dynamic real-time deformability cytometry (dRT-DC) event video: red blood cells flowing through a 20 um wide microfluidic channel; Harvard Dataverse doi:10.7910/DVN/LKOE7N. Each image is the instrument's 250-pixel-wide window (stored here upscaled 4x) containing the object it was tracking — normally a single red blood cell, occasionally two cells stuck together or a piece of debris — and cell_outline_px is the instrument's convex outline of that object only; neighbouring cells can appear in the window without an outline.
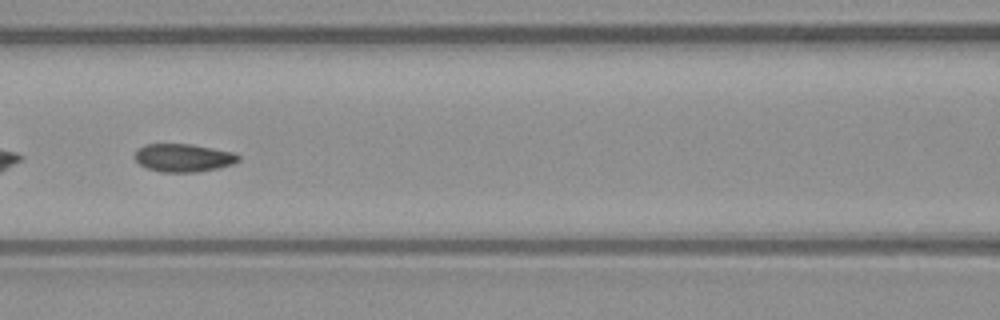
{"species": "common noctule bat (a hibernating species)", "species_latin": "Nyctalus noctula", "temperature_condition": "warm", "stored_images_in_passage": 35, "camera_frame_rate_fps": 3000, "um_per_image_px": 0.085, "animal": {"sex": "male", "body_mass_g": 23.1, "forearm_length_mm": 52.7}, "frame": {"image": 1, "passage_image": 11, "time_ms": 3.333, "image_size_px": [1000, 320], "cell_outline_px": [[240, 160], [232, 164], [216, 168], [196, 172], [160, 172], [148, 168], [140, 164], [132, 156], [144, 144], [192, 144], [236, 152], [240, 156]], "centroid_in_image_um": [15.6, 13.4], "position_along_channel_um": 151.0, "area_um2": 16.99}}
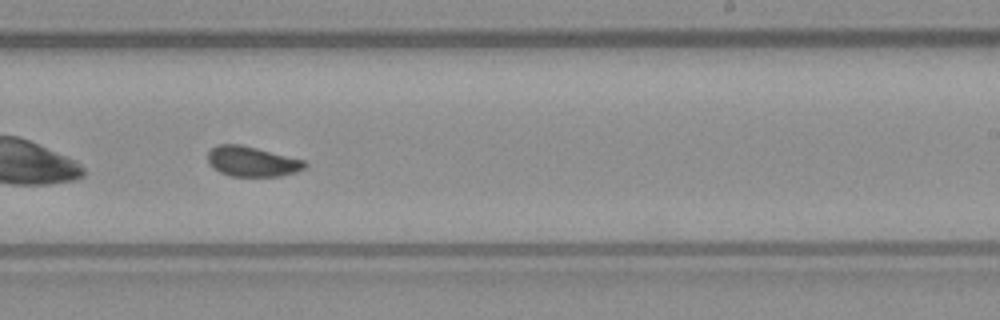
{"frame": {"image": 2, "passage_image": 20, "time_ms": 6.333, "image_size_px": [1000, 320], "cell_outline_px": [[308, 164], [304, 168], [296, 172], [280, 176], [232, 176], [220, 172], [212, 168], [208, 164], [208, 152], [216, 144], [240, 144], [304, 160]], "centroid_in_image_um": [21.39, 13.72], "position_along_channel_um": 267.6, "area_um2": 16.99}, "authors_computed_cell_mechanics": {"area_um2": 17.051, "velocity_mm_per_s": 3.9057, "shape_relaxation_time_tau1_ms": 3.9659, "shape_relaxation_time_tau2_ms": 1.7807, "deformation_change_tau1": 0.1253, "deformation_change_tau2": 0.079}}